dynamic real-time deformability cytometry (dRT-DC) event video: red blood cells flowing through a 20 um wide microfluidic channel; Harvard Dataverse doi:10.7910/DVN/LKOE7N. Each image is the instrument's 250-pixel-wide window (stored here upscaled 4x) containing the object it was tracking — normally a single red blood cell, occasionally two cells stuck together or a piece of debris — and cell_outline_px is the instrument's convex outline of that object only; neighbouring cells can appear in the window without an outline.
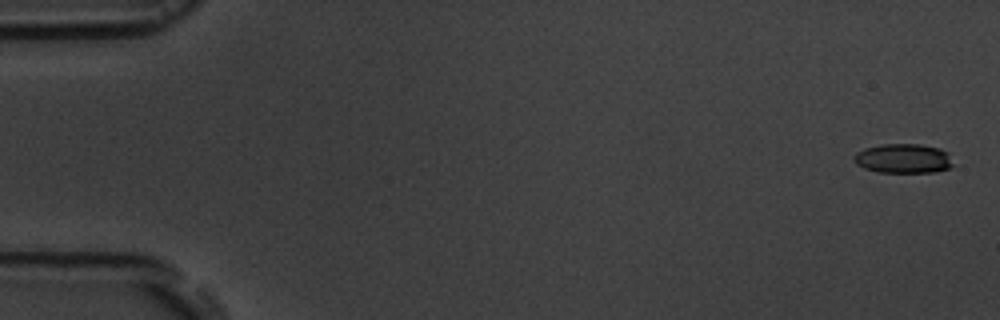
{"species": "common noctule bat (a hibernating species)", "species_latin": "Nyctalus noctula", "temperature_condition": "room temperature", "stored_images_in_passage": 9, "camera_frame_rate_fps": 3000, "um_per_image_px": 0.085, "animal": {"sex": "male", "body_mass_g": 19.5, "forearm_length_mm": 54.6}, "frame": {"image": 1, "passage_image": 1, "time_ms": 0.0, "image_size_px": [1000, 320], "cell_outline_px": [[952, 164], [948, 168], [932, 172], [880, 172], [864, 168], [856, 164], [852, 156], [856, 152], [864, 148], [880, 144], [920, 144], [940, 148], [948, 152]], "centroid_in_image_um": [76.74, 13.46], "position_along_channel_um": 8.3, "area_um2": 16.99}}
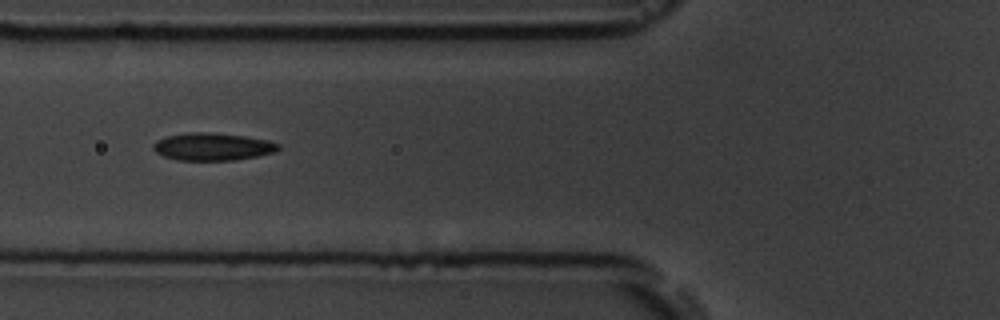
{"frame": {"image": 2, "passage_image": 6, "time_ms": 6.667, "image_size_px": [1000, 320], "cell_outline_px": [[280, 148], [276, 152], [256, 156], [232, 160], [176, 160], [164, 156], [156, 152], [152, 148], [152, 144], [156, 140], [168, 136], [188, 132], [208, 132], [244, 136], [268, 140], [280, 144]], "centroid_in_image_um": [18.06, 12.46], "position_along_channel_um": 107.7, "area_um2": 20.06}}
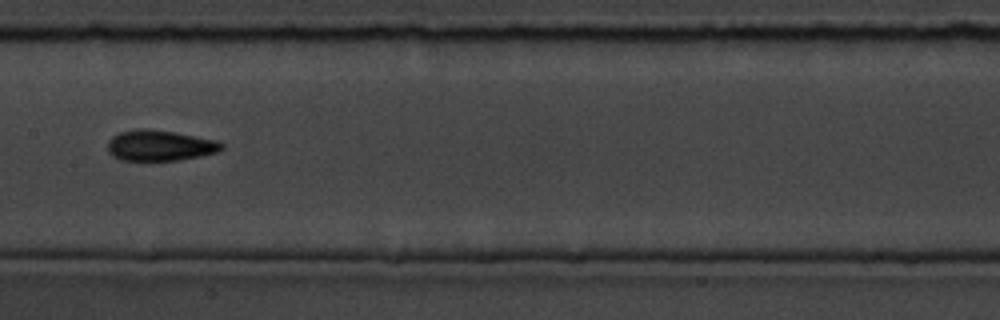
{"frame": {"image": 3, "passage_image": 8, "time_ms": 9.0, "image_size_px": [1000, 320], "cell_outline_px": [[224, 148], [216, 152], [200, 156], [176, 160], [120, 160], [112, 156], [108, 152], [108, 140], [112, 136], [120, 132], [136, 128], [144, 128], [176, 132], [216, 140], [224, 144]], "centroid_in_image_um": [13.56, 12.36], "position_along_channel_um": 193.8, "area_um2": 20.46}}